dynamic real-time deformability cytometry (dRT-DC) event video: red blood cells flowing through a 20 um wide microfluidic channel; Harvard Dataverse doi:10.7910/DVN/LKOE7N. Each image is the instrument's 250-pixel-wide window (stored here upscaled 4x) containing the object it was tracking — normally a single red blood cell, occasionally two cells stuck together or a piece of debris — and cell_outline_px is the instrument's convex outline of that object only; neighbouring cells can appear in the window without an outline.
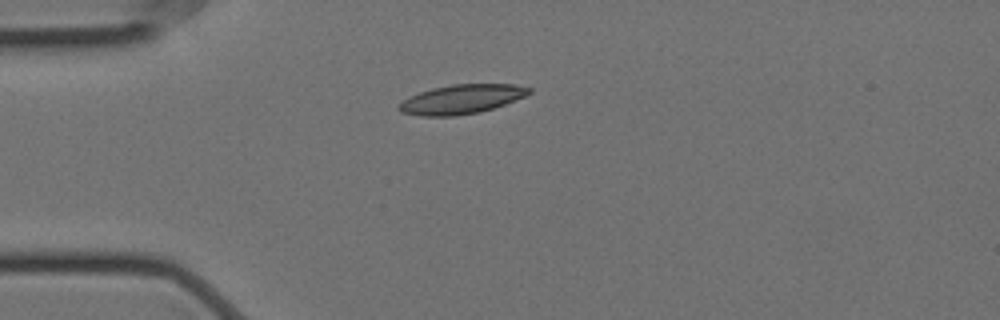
{"species": "Egyptian fruit bat (a non-hibernating species)", "species_latin": "Rousettus aegyptiacus", "temperature_condition": "cold", "stored_images_in_passage": 9, "camera_frame_rate_fps": 3000, "um_per_image_px": 0.085, "animal": {"sex": "female"}, "frame": {"image": 1, "passage_image": 4, "time_ms": 1.0, "image_size_px": [1000, 320], "cell_outline_px": [[532, 92], [524, 96], [504, 104], [480, 112], [456, 116], [420, 116], [400, 112], [396, 108], [408, 96], [432, 88], [452, 84], [516, 84], [532, 88]], "centroid_in_image_um": [39.21, 8.43], "position_along_channel_um": 45.8, "area_um2": 22.2}}
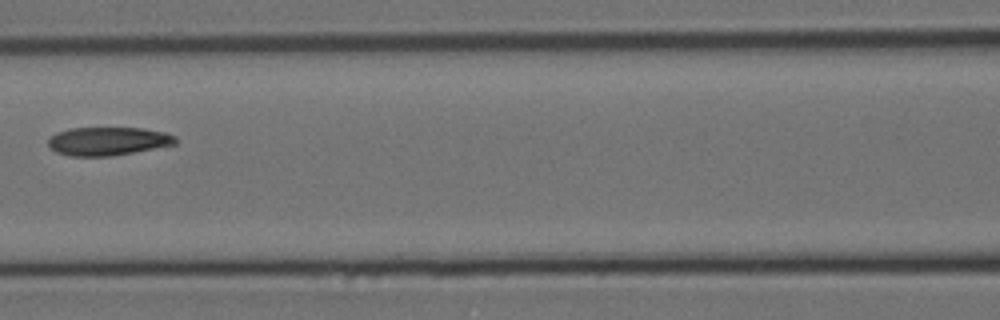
{"frame": {"image": 2, "passage_image": 7, "time_ms": 2.0, "image_size_px": [1000, 320], "cell_outline_px": [[176, 144], [112, 156], [68, 156], [56, 152], [48, 144], [48, 140], [56, 132], [68, 128], [144, 128], [164, 132], [176, 136]], "centroid_in_image_um": [9.17, 12.0], "position_along_channel_um": 157.4, "area_um2": 21.04}}
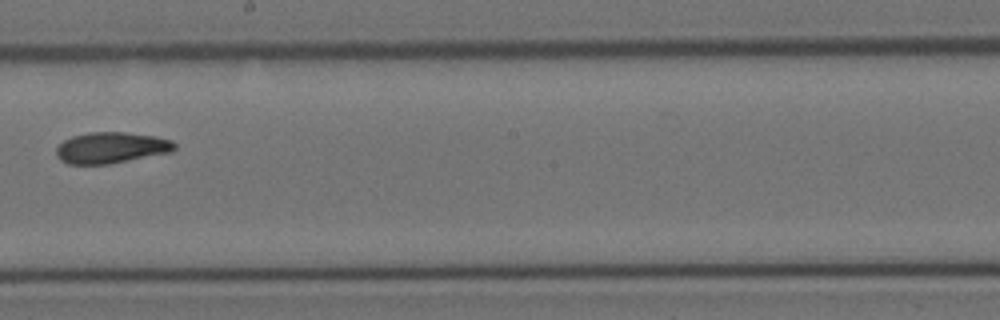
{"frame": {"image": 3, "passage_image": 9, "time_ms": 2.667, "image_size_px": [1000, 320], "cell_outline_px": [[176, 148], [172, 152], [108, 164], [68, 164], [60, 160], [56, 156], [56, 148], [64, 140], [72, 136], [88, 132], [124, 132], [156, 136], [172, 140], [176, 144]], "centroid_in_image_um": [9.45, 12.55], "position_along_channel_um": 238.7, "area_um2": 21.56}}